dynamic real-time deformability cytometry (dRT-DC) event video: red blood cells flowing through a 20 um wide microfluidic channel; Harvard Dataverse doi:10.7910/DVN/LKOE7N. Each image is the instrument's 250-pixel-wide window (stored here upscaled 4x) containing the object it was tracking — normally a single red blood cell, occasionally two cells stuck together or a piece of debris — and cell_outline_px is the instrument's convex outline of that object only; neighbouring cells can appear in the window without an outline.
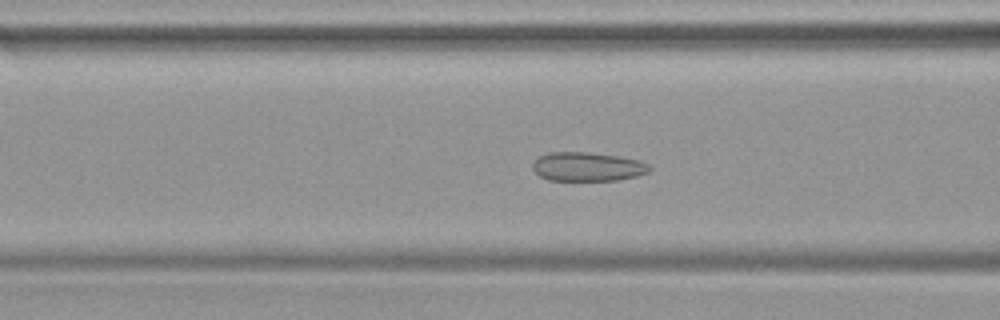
{"species": "common noctule bat (a hibernating species)", "species_latin": "Nyctalus noctula", "temperature_condition": "warm", "stored_images_in_passage": 47, "camera_frame_rate_fps": 3000, "um_per_image_px": 0.085, "animal": {"sex": "female", "body_mass_g": 19.9}, "frame": {"image": 1, "passage_image": 18, "time_ms": 5.667, "image_size_px": [1000, 320], "cell_outline_px": [[652, 168], [648, 172], [636, 176], [616, 180], [548, 180], [540, 176], [532, 168], [532, 164], [540, 156], [548, 152], [588, 152], [616, 156], [640, 160], [648, 164]], "centroid_in_image_um": [49.94, 14.16], "position_along_channel_um": 116.7, "area_um2": 19.59}}
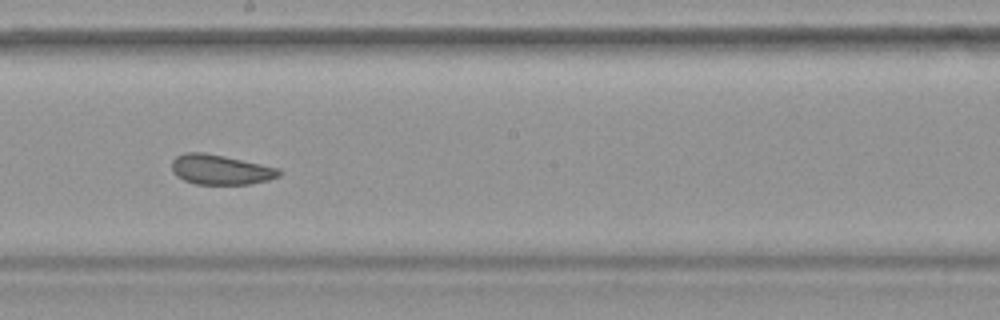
{"frame": {"image": 2, "passage_image": 26, "time_ms": 8.333, "image_size_px": [1000, 320], "cell_outline_px": [[280, 176], [268, 180], [248, 184], [196, 184], [184, 180], [176, 176], [172, 172], [172, 160], [176, 156], [184, 152], [204, 152], [224, 156], [280, 168]], "centroid_in_image_um": [18.72, 14.41], "position_along_channel_um": 229.5, "area_um2": 18.73}}
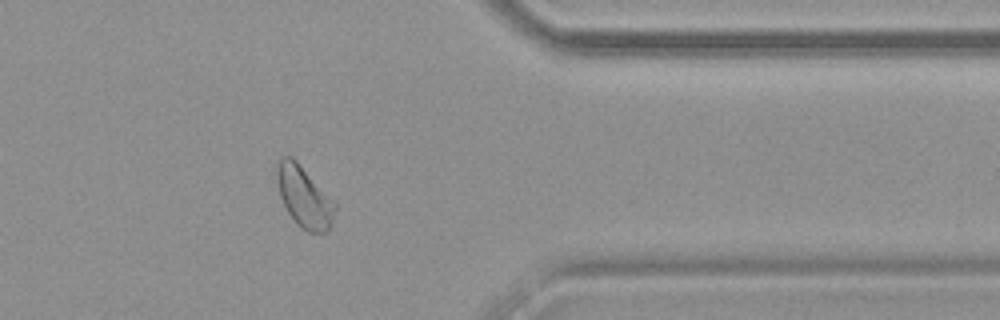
{"frame": {"image": 3, "passage_image": 38, "time_ms": 12.333, "image_size_px": [1000, 320], "cell_outline_px": [[336, 208], [328, 232], [308, 232], [300, 228], [296, 224], [288, 212], [280, 196], [276, 180], [276, 172], [280, 160], [284, 156], [292, 156], [296, 160], [336, 204]], "centroid_in_image_um": [25.84, 16.76], "position_along_channel_um": 385.6, "area_um2": 20.35}}